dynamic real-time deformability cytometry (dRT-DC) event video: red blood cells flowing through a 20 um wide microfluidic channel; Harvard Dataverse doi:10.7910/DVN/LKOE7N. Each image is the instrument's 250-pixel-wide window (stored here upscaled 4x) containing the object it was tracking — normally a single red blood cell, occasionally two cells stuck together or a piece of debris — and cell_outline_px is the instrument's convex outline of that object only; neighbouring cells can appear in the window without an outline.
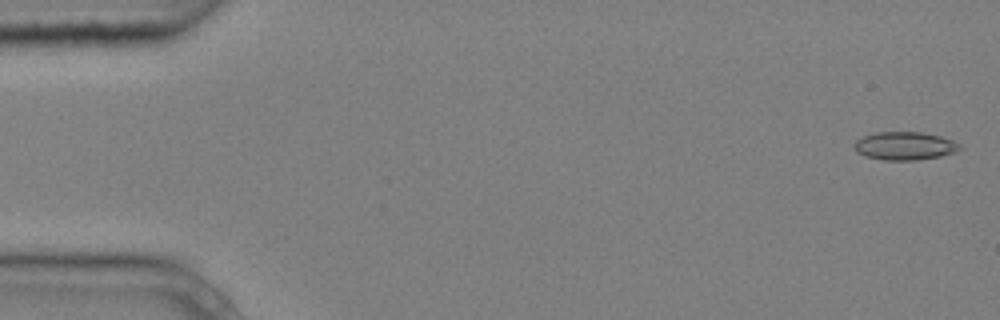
{"species": "common noctule bat (a hibernating species)", "species_latin": "Nyctalus noctula", "temperature_condition": "cold", "stored_images_in_passage": 5, "camera_frame_rate_fps": 3000, "um_per_image_px": 0.085, "animal": {"sex": "male", "body_mass_g": 20.4}, "frame": {"image": 1, "passage_image": 1, "time_ms": 0.0, "image_size_px": [1000, 320], "cell_outline_px": [[964, 148], [956, 152], [940, 156], [916, 160], [884, 160], [864, 156], [856, 152], [852, 144], [856, 140], [864, 136], [876, 132], [920, 132], [940, 136], [952, 140], [960, 144]], "centroid_in_image_um": [76.9, 12.4], "position_along_channel_um": 8.1, "area_um2": 17.46}}
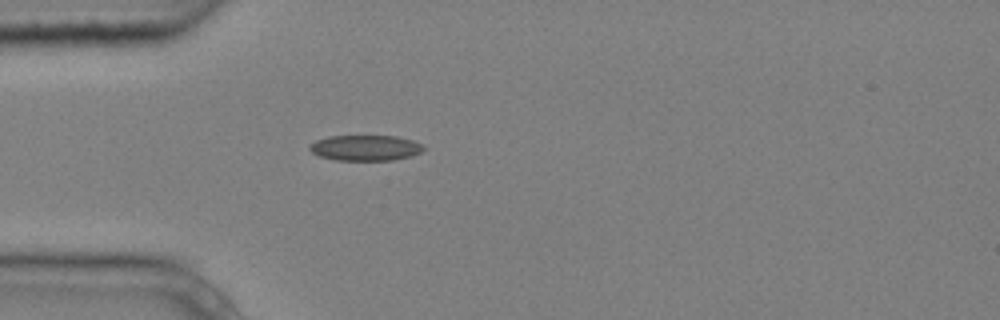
{"frame": {"image": 2, "passage_image": 5, "time_ms": 1.333, "image_size_px": [1000, 320], "cell_outline_px": [[424, 148], [420, 152], [412, 156], [392, 160], [336, 160], [320, 156], [312, 152], [308, 148], [316, 140], [328, 136], [396, 136], [412, 140], [420, 144]], "centroid_in_image_um": [31.05, 12.57], "position_along_channel_um": 53.9, "area_um2": 16.82}}